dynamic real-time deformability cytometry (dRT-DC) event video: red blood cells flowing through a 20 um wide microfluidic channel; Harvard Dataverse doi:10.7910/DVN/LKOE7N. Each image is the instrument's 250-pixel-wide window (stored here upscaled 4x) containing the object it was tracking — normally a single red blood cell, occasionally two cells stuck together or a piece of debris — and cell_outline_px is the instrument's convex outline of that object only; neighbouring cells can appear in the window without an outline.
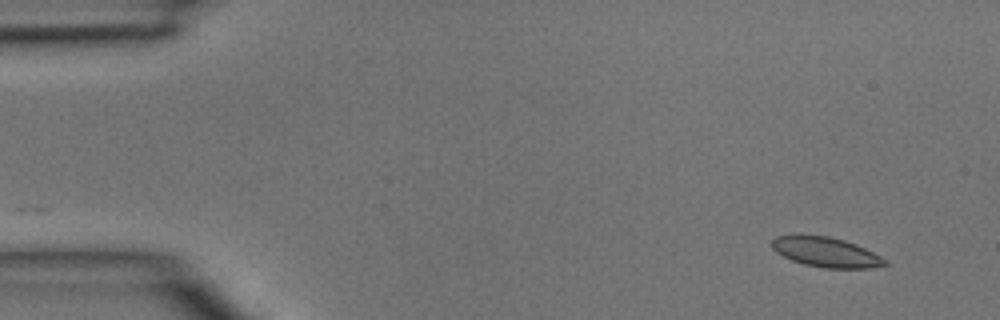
{"species": "common noctule bat (a hibernating species)", "species_latin": "Nyctalus noctula", "temperature_condition": "room temperature", "stored_images_in_passage": 2, "camera_frame_rate_fps": 3000, "um_per_image_px": 0.085, "animal": {"sex": "male", "body_mass_g": 15.6}, "frame": {"image": 1, "passage_image": 2, "time_ms": 0.333, "image_size_px": [1000, 320], "cell_outline_px": [[888, 264], [872, 268], [824, 268], [804, 264], [792, 260], [776, 252], [772, 248], [772, 240], [776, 236], [828, 236], [844, 240], [856, 244], [888, 260]], "centroid_in_image_um": [70.24, 21.45], "position_along_channel_um": 14.8, "area_um2": 19.36}}